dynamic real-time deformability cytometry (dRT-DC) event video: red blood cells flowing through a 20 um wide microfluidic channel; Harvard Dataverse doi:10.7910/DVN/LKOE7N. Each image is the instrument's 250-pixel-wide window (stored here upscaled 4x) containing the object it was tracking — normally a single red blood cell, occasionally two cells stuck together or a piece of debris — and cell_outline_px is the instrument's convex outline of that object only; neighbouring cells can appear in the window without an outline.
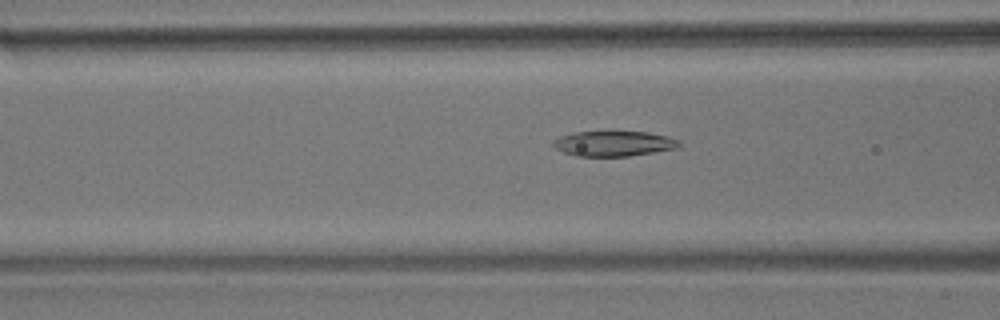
{"species": "common noctule bat (a hibernating species)", "species_latin": "Nyctalus noctula", "temperature_condition": "room temperature", "stored_images_in_passage": 53, "camera_frame_rate_fps": 3000, "um_per_image_px": 0.085, "animal": {"sex": "male", "body_mass_g": 17.9}, "frame": {"image": 1, "passage_image": 18, "time_ms": 5.667, "image_size_px": [1000, 320], "cell_outline_px": [[680, 148], [628, 156], [576, 156], [564, 152], [556, 148], [552, 144], [552, 140], [560, 136], [576, 132], [648, 132], [668, 136], [680, 140]], "centroid_in_image_um": [52.2, 12.2], "position_along_channel_um": 114.4, "area_um2": 18.5}}
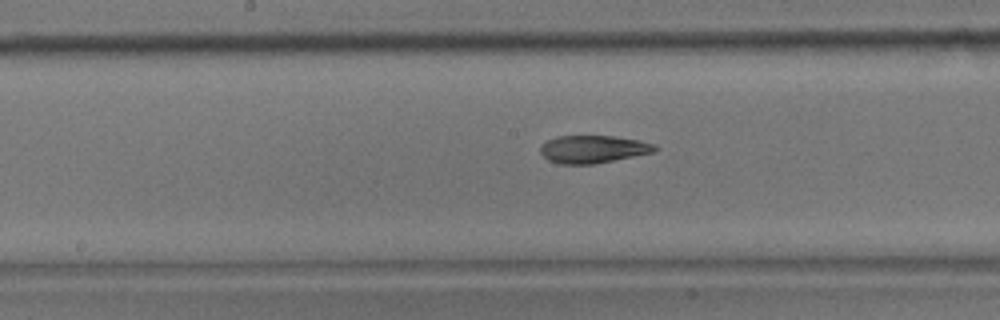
{"frame": {"image": 2, "passage_image": 25, "time_ms": 8.0, "image_size_px": [1000, 320], "cell_outline_px": [[660, 148], [652, 152], [592, 164], [560, 164], [548, 160], [540, 152], [540, 148], [548, 140], [556, 136], [616, 136], [640, 140], [656, 144]], "centroid_in_image_um": [50.42, 12.67], "position_along_channel_um": 197.8, "area_um2": 18.32}}
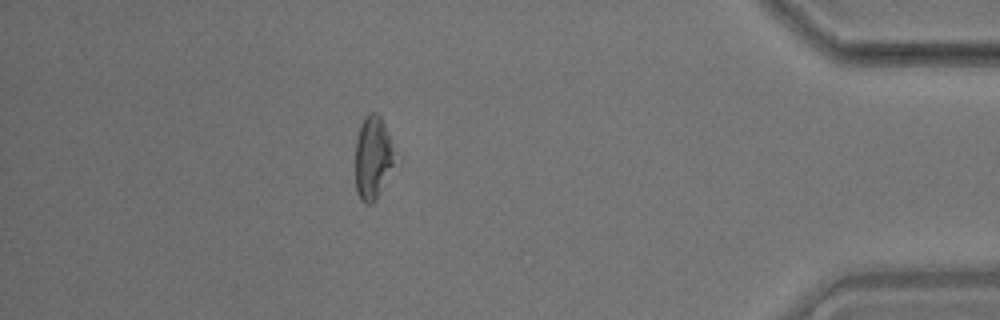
{"frame": {"image": 3, "passage_image": 46, "time_ms": 15.0, "image_size_px": [1000, 320], "cell_outline_px": [[392, 164], [380, 192], [376, 200], [372, 204], [364, 204], [360, 200], [356, 192], [356, 140], [360, 124], [364, 116], [368, 112], [376, 112], [380, 116], [384, 124], [388, 136], [392, 152]], "centroid_in_image_um": [31.62, 13.41], "position_along_channel_um": 403.6, "area_um2": 18.5}, "authors_computed_cell_mechanics": {"area_um2": 19.8254, "velocity_mm_per_s": 3.56, "shape_relaxation_time_tau1_ms": 7.3246, "shape_relaxation_time_tau2_ms": 5.0789, "deformation_change_tau1": 0.1599, "deformation_change_tau2": 0.1371}}